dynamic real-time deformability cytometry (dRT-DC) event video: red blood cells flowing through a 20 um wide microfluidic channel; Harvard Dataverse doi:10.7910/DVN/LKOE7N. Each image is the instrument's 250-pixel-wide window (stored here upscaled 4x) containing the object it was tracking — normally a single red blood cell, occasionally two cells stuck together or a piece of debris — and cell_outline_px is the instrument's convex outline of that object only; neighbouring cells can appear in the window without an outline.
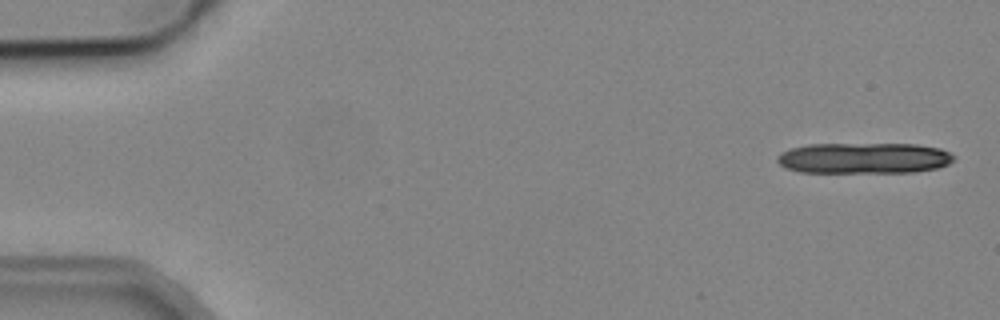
{"species": "common noctule bat (a hibernating species)", "species_latin": "Nyctalus noctula", "temperature_condition": "cold", "stored_images_in_passage": 4, "camera_frame_rate_fps": 3000, "um_per_image_px": 0.085, "animal": {"sex": "male", "body_mass_g": 19.2, "forearm_length_mm": 51.8}, "frame": {"image": 1, "passage_image": 1, "time_ms": 0.0, "image_size_px": [1000, 320], "cell_outline_px": [[956, 156], [948, 164], [936, 168], [916, 172], [800, 172], [784, 168], [776, 160], [776, 156], [780, 152], [792, 148], [808, 144], [916, 144], [940, 148]], "centroid_in_image_um": [73.4, 13.44], "position_along_channel_um": 11.6, "area_um2": 31.91}}